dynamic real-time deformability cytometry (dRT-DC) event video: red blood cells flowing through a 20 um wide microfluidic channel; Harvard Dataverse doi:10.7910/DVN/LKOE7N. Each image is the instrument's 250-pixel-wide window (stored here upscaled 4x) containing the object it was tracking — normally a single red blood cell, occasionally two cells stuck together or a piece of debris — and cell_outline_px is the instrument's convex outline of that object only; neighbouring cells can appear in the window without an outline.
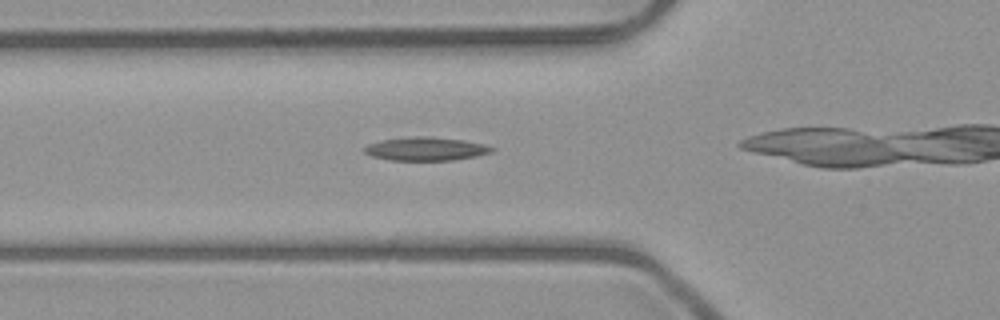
{"species": "common noctule bat (a hibernating species)", "species_latin": "Nyctalus noctula", "temperature_condition": "room temperature", "stored_images_in_passage": 3, "camera_frame_rate_fps": 3000, "um_per_image_px": 0.085, "animal": {"sex": "male", "body_mass_g": 23.1, "forearm_length_mm": 52.7}, "frame": {"image": 1, "passage_image": 2, "time_ms": 2.0, "image_size_px": [1000, 320], "cell_outline_px": [[496, 148], [492, 152], [476, 156], [452, 160], [392, 160], [372, 156], [364, 152], [364, 148], [368, 144], [380, 140], [416, 136], [428, 136], [464, 140], [484, 144]], "centroid_in_image_um": [36.21, 12.65], "position_along_channel_um": 89.6, "area_um2": 17.34}}